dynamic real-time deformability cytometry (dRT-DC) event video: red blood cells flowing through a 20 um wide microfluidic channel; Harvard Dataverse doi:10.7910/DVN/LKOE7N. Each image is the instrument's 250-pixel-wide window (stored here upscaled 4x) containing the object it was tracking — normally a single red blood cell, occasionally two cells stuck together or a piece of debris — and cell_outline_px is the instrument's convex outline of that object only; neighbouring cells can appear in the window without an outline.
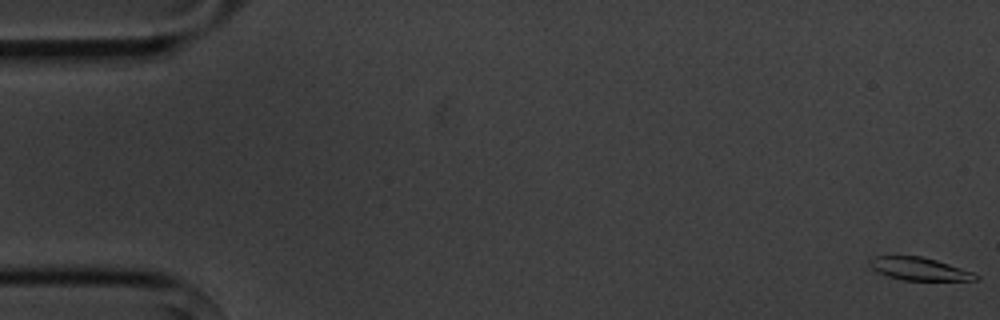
{"species": "common noctule bat (a hibernating species)", "species_latin": "Nyctalus noctula", "temperature_condition": "cold", "stored_images_in_passage": 4, "camera_frame_rate_fps": 3000, "um_per_image_px": 0.085, "animal": {"sex": "male", "body_mass_g": 20.1, "forearm_length_mm": 53.5}, "frame": {"image": 1, "passage_image": 1, "time_ms": 0.0, "image_size_px": [1000, 320], "cell_outline_px": [[980, 276], [976, 280], [900, 280], [876, 272], [868, 264], [868, 260], [872, 256], [920, 256], [936, 260], [972, 272]], "centroid_in_image_um": [78.06, 22.85], "position_along_channel_um": 6.9, "area_um2": 14.05}}